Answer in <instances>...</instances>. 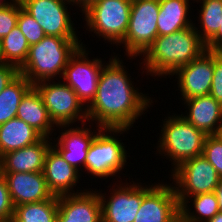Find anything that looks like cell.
I'll return each mask as SVG.
<instances>
[{
    "mask_svg": "<svg viewBox=\"0 0 222 222\" xmlns=\"http://www.w3.org/2000/svg\"><path fill=\"white\" fill-rule=\"evenodd\" d=\"M118 55H112L102 68L96 95L86 107L87 118L89 123L101 127L131 129L154 101L134 87L132 76Z\"/></svg>",
    "mask_w": 222,
    "mask_h": 222,
    "instance_id": "obj_1",
    "label": "cell"
},
{
    "mask_svg": "<svg viewBox=\"0 0 222 222\" xmlns=\"http://www.w3.org/2000/svg\"><path fill=\"white\" fill-rule=\"evenodd\" d=\"M206 50L194 25L170 35L158 36L142 54L139 66L153 77L170 78L180 67L188 65Z\"/></svg>",
    "mask_w": 222,
    "mask_h": 222,
    "instance_id": "obj_2",
    "label": "cell"
},
{
    "mask_svg": "<svg viewBox=\"0 0 222 222\" xmlns=\"http://www.w3.org/2000/svg\"><path fill=\"white\" fill-rule=\"evenodd\" d=\"M81 41V38L79 40L45 36L40 42L30 46L19 73L32 85L47 80H58L62 77L69 58L82 46Z\"/></svg>",
    "mask_w": 222,
    "mask_h": 222,
    "instance_id": "obj_3",
    "label": "cell"
},
{
    "mask_svg": "<svg viewBox=\"0 0 222 222\" xmlns=\"http://www.w3.org/2000/svg\"><path fill=\"white\" fill-rule=\"evenodd\" d=\"M162 120L157 153L171 161L172 171L186 160L203 154L206 134L196 129L182 115L172 113ZM170 115V116H169ZM165 156V157H164Z\"/></svg>",
    "mask_w": 222,
    "mask_h": 222,
    "instance_id": "obj_4",
    "label": "cell"
},
{
    "mask_svg": "<svg viewBox=\"0 0 222 222\" xmlns=\"http://www.w3.org/2000/svg\"><path fill=\"white\" fill-rule=\"evenodd\" d=\"M130 128H110L103 127L98 131L93 139L85 161L84 172L93 176V179H108L118 177L121 179L120 174L122 169H126L127 165V150L122 139L118 136L123 133L129 132ZM119 134V135H118Z\"/></svg>",
    "mask_w": 222,
    "mask_h": 222,
    "instance_id": "obj_5",
    "label": "cell"
},
{
    "mask_svg": "<svg viewBox=\"0 0 222 222\" xmlns=\"http://www.w3.org/2000/svg\"><path fill=\"white\" fill-rule=\"evenodd\" d=\"M131 4L132 0H97L82 12L84 27L118 48L126 36Z\"/></svg>",
    "mask_w": 222,
    "mask_h": 222,
    "instance_id": "obj_6",
    "label": "cell"
},
{
    "mask_svg": "<svg viewBox=\"0 0 222 222\" xmlns=\"http://www.w3.org/2000/svg\"><path fill=\"white\" fill-rule=\"evenodd\" d=\"M159 0H132L126 36L118 45L129 59L142 56L158 37ZM125 47V48H124Z\"/></svg>",
    "mask_w": 222,
    "mask_h": 222,
    "instance_id": "obj_7",
    "label": "cell"
},
{
    "mask_svg": "<svg viewBox=\"0 0 222 222\" xmlns=\"http://www.w3.org/2000/svg\"><path fill=\"white\" fill-rule=\"evenodd\" d=\"M47 80L34 84L56 126L84 124L88 121L87 109L74 90L61 80Z\"/></svg>",
    "mask_w": 222,
    "mask_h": 222,
    "instance_id": "obj_8",
    "label": "cell"
},
{
    "mask_svg": "<svg viewBox=\"0 0 222 222\" xmlns=\"http://www.w3.org/2000/svg\"><path fill=\"white\" fill-rule=\"evenodd\" d=\"M114 186L108 192L102 193L100 189L97 190L101 202L102 222H133L139 211L143 196L155 185L156 182L145 184L141 182L131 181L122 182L118 178ZM118 182V183H117ZM145 184V185H144Z\"/></svg>",
    "mask_w": 222,
    "mask_h": 222,
    "instance_id": "obj_9",
    "label": "cell"
},
{
    "mask_svg": "<svg viewBox=\"0 0 222 222\" xmlns=\"http://www.w3.org/2000/svg\"><path fill=\"white\" fill-rule=\"evenodd\" d=\"M86 46L82 44L69 58L61 77L62 81L74 90L85 107L96 95L98 79L106 62L98 57L89 59L90 51Z\"/></svg>",
    "mask_w": 222,
    "mask_h": 222,
    "instance_id": "obj_10",
    "label": "cell"
},
{
    "mask_svg": "<svg viewBox=\"0 0 222 222\" xmlns=\"http://www.w3.org/2000/svg\"><path fill=\"white\" fill-rule=\"evenodd\" d=\"M170 175L177 197L214 192L221 179L203 155L181 163Z\"/></svg>",
    "mask_w": 222,
    "mask_h": 222,
    "instance_id": "obj_11",
    "label": "cell"
},
{
    "mask_svg": "<svg viewBox=\"0 0 222 222\" xmlns=\"http://www.w3.org/2000/svg\"><path fill=\"white\" fill-rule=\"evenodd\" d=\"M22 8L42 27L46 36L78 38L74 21L68 12V0H19ZM69 4V5H68Z\"/></svg>",
    "mask_w": 222,
    "mask_h": 222,
    "instance_id": "obj_12",
    "label": "cell"
},
{
    "mask_svg": "<svg viewBox=\"0 0 222 222\" xmlns=\"http://www.w3.org/2000/svg\"><path fill=\"white\" fill-rule=\"evenodd\" d=\"M178 80L181 100L209 95L214 75V51L205 50L188 65L178 68L172 75ZM178 76V77H177Z\"/></svg>",
    "mask_w": 222,
    "mask_h": 222,
    "instance_id": "obj_13",
    "label": "cell"
},
{
    "mask_svg": "<svg viewBox=\"0 0 222 222\" xmlns=\"http://www.w3.org/2000/svg\"><path fill=\"white\" fill-rule=\"evenodd\" d=\"M133 222H180V204L172 183H156L143 196Z\"/></svg>",
    "mask_w": 222,
    "mask_h": 222,
    "instance_id": "obj_14",
    "label": "cell"
},
{
    "mask_svg": "<svg viewBox=\"0 0 222 222\" xmlns=\"http://www.w3.org/2000/svg\"><path fill=\"white\" fill-rule=\"evenodd\" d=\"M87 124L89 123L79 124L80 127L77 124L75 127L73 125L57 126L56 128L59 130L61 128L60 131L62 132L59 131L60 135L56 139L54 138V141L52 140V146L61 154L63 159L81 173L83 172L82 169L85 168L89 147L97 135V131L103 128L98 125L95 126L96 128H92L93 123H90L92 126L89 124V128H87Z\"/></svg>",
    "mask_w": 222,
    "mask_h": 222,
    "instance_id": "obj_15",
    "label": "cell"
},
{
    "mask_svg": "<svg viewBox=\"0 0 222 222\" xmlns=\"http://www.w3.org/2000/svg\"><path fill=\"white\" fill-rule=\"evenodd\" d=\"M57 222H102L98 192L89 188L81 193L59 196Z\"/></svg>",
    "mask_w": 222,
    "mask_h": 222,
    "instance_id": "obj_16",
    "label": "cell"
},
{
    "mask_svg": "<svg viewBox=\"0 0 222 222\" xmlns=\"http://www.w3.org/2000/svg\"><path fill=\"white\" fill-rule=\"evenodd\" d=\"M43 175L45 177L48 189L54 196H63L81 193L86 189H75L79 183L81 172L67 163L61 154L51 146L45 157L43 167ZM81 175V176H80Z\"/></svg>",
    "mask_w": 222,
    "mask_h": 222,
    "instance_id": "obj_17",
    "label": "cell"
},
{
    "mask_svg": "<svg viewBox=\"0 0 222 222\" xmlns=\"http://www.w3.org/2000/svg\"><path fill=\"white\" fill-rule=\"evenodd\" d=\"M4 177L13 206L50 200L54 195L48 189L43 172L0 173Z\"/></svg>",
    "mask_w": 222,
    "mask_h": 222,
    "instance_id": "obj_18",
    "label": "cell"
},
{
    "mask_svg": "<svg viewBox=\"0 0 222 222\" xmlns=\"http://www.w3.org/2000/svg\"><path fill=\"white\" fill-rule=\"evenodd\" d=\"M52 138L43 137L33 145L3 154L0 157V173L42 172Z\"/></svg>",
    "mask_w": 222,
    "mask_h": 222,
    "instance_id": "obj_19",
    "label": "cell"
},
{
    "mask_svg": "<svg viewBox=\"0 0 222 222\" xmlns=\"http://www.w3.org/2000/svg\"><path fill=\"white\" fill-rule=\"evenodd\" d=\"M187 113L183 114L189 123L206 135L222 134V105L211 95L183 100Z\"/></svg>",
    "mask_w": 222,
    "mask_h": 222,
    "instance_id": "obj_20",
    "label": "cell"
},
{
    "mask_svg": "<svg viewBox=\"0 0 222 222\" xmlns=\"http://www.w3.org/2000/svg\"><path fill=\"white\" fill-rule=\"evenodd\" d=\"M16 117L33 127L43 137L50 138L57 129L49 117L40 93L34 86L21 98Z\"/></svg>",
    "mask_w": 222,
    "mask_h": 222,
    "instance_id": "obj_21",
    "label": "cell"
},
{
    "mask_svg": "<svg viewBox=\"0 0 222 222\" xmlns=\"http://www.w3.org/2000/svg\"><path fill=\"white\" fill-rule=\"evenodd\" d=\"M190 4L192 3H189V0H159L158 36L170 35L191 27L194 22L189 16Z\"/></svg>",
    "mask_w": 222,
    "mask_h": 222,
    "instance_id": "obj_22",
    "label": "cell"
},
{
    "mask_svg": "<svg viewBox=\"0 0 222 222\" xmlns=\"http://www.w3.org/2000/svg\"><path fill=\"white\" fill-rule=\"evenodd\" d=\"M43 136L21 119L13 118L0 124V157L10 151L33 145Z\"/></svg>",
    "mask_w": 222,
    "mask_h": 222,
    "instance_id": "obj_23",
    "label": "cell"
},
{
    "mask_svg": "<svg viewBox=\"0 0 222 222\" xmlns=\"http://www.w3.org/2000/svg\"><path fill=\"white\" fill-rule=\"evenodd\" d=\"M177 198L180 204V222H207L219 212V204L214 192Z\"/></svg>",
    "mask_w": 222,
    "mask_h": 222,
    "instance_id": "obj_24",
    "label": "cell"
},
{
    "mask_svg": "<svg viewBox=\"0 0 222 222\" xmlns=\"http://www.w3.org/2000/svg\"><path fill=\"white\" fill-rule=\"evenodd\" d=\"M58 197L36 203H25L14 207L11 222H57Z\"/></svg>",
    "mask_w": 222,
    "mask_h": 222,
    "instance_id": "obj_25",
    "label": "cell"
},
{
    "mask_svg": "<svg viewBox=\"0 0 222 222\" xmlns=\"http://www.w3.org/2000/svg\"><path fill=\"white\" fill-rule=\"evenodd\" d=\"M33 85L19 74L0 93V124L16 118L21 98Z\"/></svg>",
    "mask_w": 222,
    "mask_h": 222,
    "instance_id": "obj_26",
    "label": "cell"
},
{
    "mask_svg": "<svg viewBox=\"0 0 222 222\" xmlns=\"http://www.w3.org/2000/svg\"><path fill=\"white\" fill-rule=\"evenodd\" d=\"M195 2L201 4V10L198 9L200 13L197 20L200 25L196 23L193 25L199 38L206 43L221 27L222 0H194L193 3Z\"/></svg>",
    "mask_w": 222,
    "mask_h": 222,
    "instance_id": "obj_27",
    "label": "cell"
},
{
    "mask_svg": "<svg viewBox=\"0 0 222 222\" xmlns=\"http://www.w3.org/2000/svg\"><path fill=\"white\" fill-rule=\"evenodd\" d=\"M30 45L18 26L1 40V54L5 64L18 69L25 63Z\"/></svg>",
    "mask_w": 222,
    "mask_h": 222,
    "instance_id": "obj_28",
    "label": "cell"
},
{
    "mask_svg": "<svg viewBox=\"0 0 222 222\" xmlns=\"http://www.w3.org/2000/svg\"><path fill=\"white\" fill-rule=\"evenodd\" d=\"M17 26L26 37L30 46L40 42L46 36L37 21L22 8L20 1Z\"/></svg>",
    "mask_w": 222,
    "mask_h": 222,
    "instance_id": "obj_29",
    "label": "cell"
},
{
    "mask_svg": "<svg viewBox=\"0 0 222 222\" xmlns=\"http://www.w3.org/2000/svg\"><path fill=\"white\" fill-rule=\"evenodd\" d=\"M202 155L222 178V134L206 136Z\"/></svg>",
    "mask_w": 222,
    "mask_h": 222,
    "instance_id": "obj_30",
    "label": "cell"
},
{
    "mask_svg": "<svg viewBox=\"0 0 222 222\" xmlns=\"http://www.w3.org/2000/svg\"><path fill=\"white\" fill-rule=\"evenodd\" d=\"M19 16V0L6 6H0V40L17 26Z\"/></svg>",
    "mask_w": 222,
    "mask_h": 222,
    "instance_id": "obj_31",
    "label": "cell"
},
{
    "mask_svg": "<svg viewBox=\"0 0 222 222\" xmlns=\"http://www.w3.org/2000/svg\"><path fill=\"white\" fill-rule=\"evenodd\" d=\"M14 214V206L12 204L6 180L0 174V222H11Z\"/></svg>",
    "mask_w": 222,
    "mask_h": 222,
    "instance_id": "obj_32",
    "label": "cell"
},
{
    "mask_svg": "<svg viewBox=\"0 0 222 222\" xmlns=\"http://www.w3.org/2000/svg\"><path fill=\"white\" fill-rule=\"evenodd\" d=\"M209 95L222 105V51H214V75Z\"/></svg>",
    "mask_w": 222,
    "mask_h": 222,
    "instance_id": "obj_33",
    "label": "cell"
},
{
    "mask_svg": "<svg viewBox=\"0 0 222 222\" xmlns=\"http://www.w3.org/2000/svg\"><path fill=\"white\" fill-rule=\"evenodd\" d=\"M19 69L11 64H0V93L8 86L18 75Z\"/></svg>",
    "mask_w": 222,
    "mask_h": 222,
    "instance_id": "obj_34",
    "label": "cell"
},
{
    "mask_svg": "<svg viewBox=\"0 0 222 222\" xmlns=\"http://www.w3.org/2000/svg\"><path fill=\"white\" fill-rule=\"evenodd\" d=\"M205 48L210 51H222V22L219 30L205 43Z\"/></svg>",
    "mask_w": 222,
    "mask_h": 222,
    "instance_id": "obj_35",
    "label": "cell"
},
{
    "mask_svg": "<svg viewBox=\"0 0 222 222\" xmlns=\"http://www.w3.org/2000/svg\"><path fill=\"white\" fill-rule=\"evenodd\" d=\"M73 7L75 6L77 9L79 8L80 12H83L89 5L94 3L97 0H68ZM78 6V7H77Z\"/></svg>",
    "mask_w": 222,
    "mask_h": 222,
    "instance_id": "obj_36",
    "label": "cell"
},
{
    "mask_svg": "<svg viewBox=\"0 0 222 222\" xmlns=\"http://www.w3.org/2000/svg\"><path fill=\"white\" fill-rule=\"evenodd\" d=\"M214 193L217 197V201L219 204V211L222 212V178L220 179L218 185L216 186Z\"/></svg>",
    "mask_w": 222,
    "mask_h": 222,
    "instance_id": "obj_37",
    "label": "cell"
},
{
    "mask_svg": "<svg viewBox=\"0 0 222 222\" xmlns=\"http://www.w3.org/2000/svg\"><path fill=\"white\" fill-rule=\"evenodd\" d=\"M207 222H222V212H218L213 218L209 219Z\"/></svg>",
    "mask_w": 222,
    "mask_h": 222,
    "instance_id": "obj_38",
    "label": "cell"
},
{
    "mask_svg": "<svg viewBox=\"0 0 222 222\" xmlns=\"http://www.w3.org/2000/svg\"><path fill=\"white\" fill-rule=\"evenodd\" d=\"M16 0H0V6H6L14 3Z\"/></svg>",
    "mask_w": 222,
    "mask_h": 222,
    "instance_id": "obj_39",
    "label": "cell"
},
{
    "mask_svg": "<svg viewBox=\"0 0 222 222\" xmlns=\"http://www.w3.org/2000/svg\"><path fill=\"white\" fill-rule=\"evenodd\" d=\"M1 63H4V62H3V57H2V54H1V40H0V64Z\"/></svg>",
    "mask_w": 222,
    "mask_h": 222,
    "instance_id": "obj_40",
    "label": "cell"
}]
</instances>
